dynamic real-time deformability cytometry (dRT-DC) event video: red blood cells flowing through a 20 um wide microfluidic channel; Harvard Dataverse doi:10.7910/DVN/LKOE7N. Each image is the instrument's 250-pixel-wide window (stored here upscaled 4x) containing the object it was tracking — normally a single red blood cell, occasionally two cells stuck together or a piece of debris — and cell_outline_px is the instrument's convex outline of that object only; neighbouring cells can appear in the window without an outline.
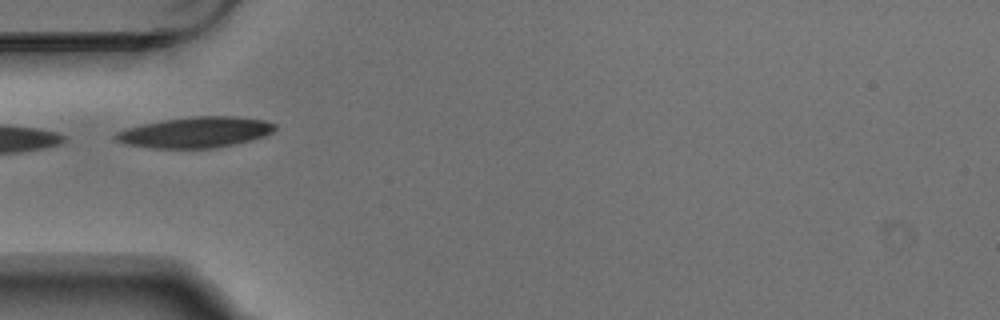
{"species": "Egyptian fruit bat (a non-hibernating species)", "species_latin": "Rousettus aegyptiacus", "temperature_condition": "warm", "stored_images_in_passage": 6, "camera_frame_rate_fps": 3000, "um_per_image_px": 0.085, "animal": {"sex": "male"}, "frame": {"image": 1, "passage_image": 5, "time_ms": 1.333, "image_size_px": [1000, 320], "cell_outline_px": [[276, 128], [272, 132], [264, 136], [252, 140], [216, 148], [148, 148], [124, 144], [112, 140], [112, 136], [116, 132], [128, 128], [144, 124], [164, 120], [196, 116], [236, 116], [264, 120], [276, 124]], "centroid_in_image_um": [16.59, 11.25], "position_along_channel_um": 68.4, "area_um2": 28.67}}
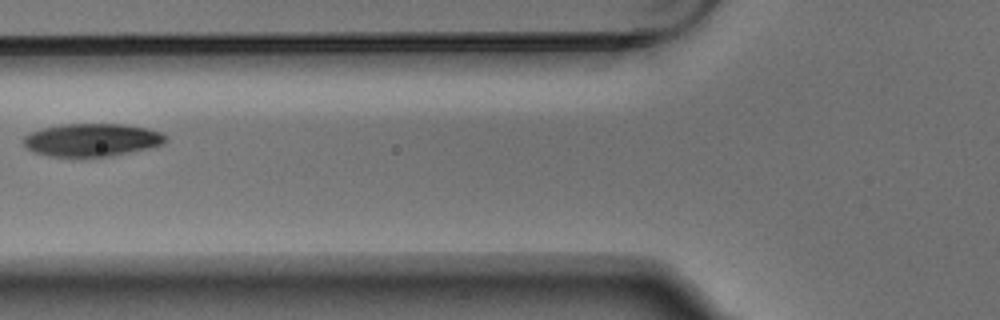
{"frame": {"image": 2, "passage_image": 6, "time_ms": 1.667, "image_size_px": [1000, 320], "cell_outline_px": [[168, 136], [164, 144], [148, 148], [112, 156], [80, 160], [48, 156], [32, 152], [24, 148], [24, 136], [32, 132], [44, 128], [64, 124], [124, 124], [148, 128], [160, 132]], "centroid_in_image_um": [7.79, 11.94], "position_along_channel_um": 118.0, "area_um2": 28.15}}